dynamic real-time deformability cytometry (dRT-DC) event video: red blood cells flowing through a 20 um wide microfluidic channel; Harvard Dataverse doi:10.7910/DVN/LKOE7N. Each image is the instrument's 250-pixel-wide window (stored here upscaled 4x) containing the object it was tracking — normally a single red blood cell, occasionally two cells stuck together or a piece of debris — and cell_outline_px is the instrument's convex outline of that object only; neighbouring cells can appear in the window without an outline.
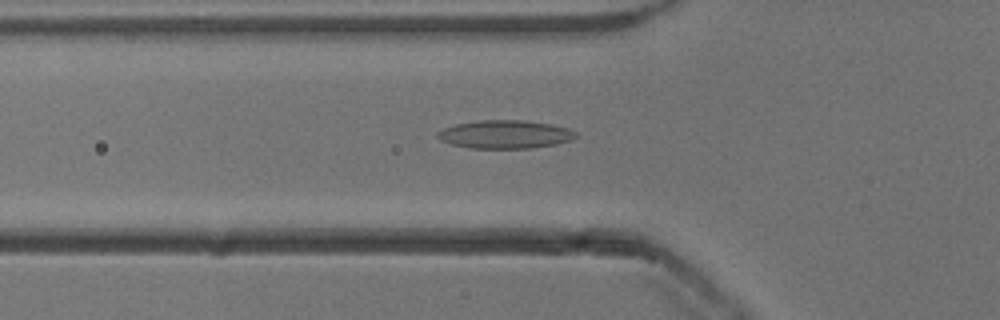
{"species": "common noctule bat (a hibernating species)", "species_latin": "Nyctalus noctula", "temperature_condition": "cold", "stored_images_in_passage": 53, "camera_frame_rate_fps": 3000, "um_per_image_px": 0.085, "animal": {"sex": "male", "body_mass_g": 13.3}, "frame": {"image": 1, "passage_image": 18, "time_ms": 5.667, "image_size_px": [1000, 320], "cell_outline_px": [[580, 136], [572, 140], [556, 144], [532, 148], [468, 148], [452, 144], [440, 140], [436, 136], [436, 132], [444, 128], [456, 124], [480, 120], [524, 120], [548, 124], [568, 128], [576, 132]], "centroid_in_image_um": [42.94, 11.42], "position_along_channel_um": 82.9, "area_um2": 22.83}}
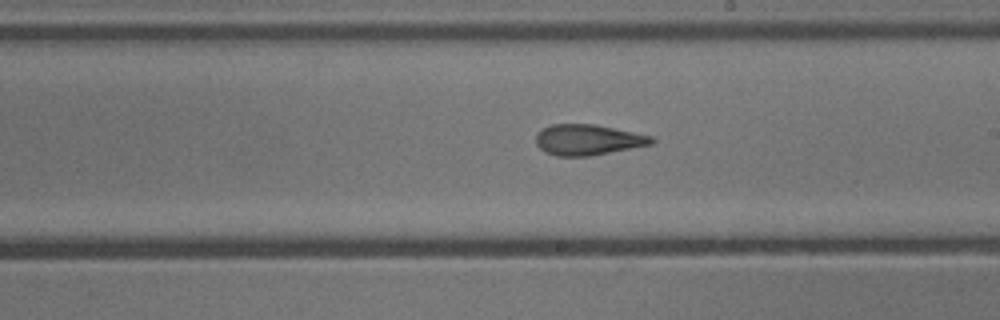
{"frame": {"image": 2, "passage_image": 30, "time_ms": 9.667, "image_size_px": [1000, 320], "cell_outline_px": [[656, 140], [652, 144], [592, 156], [556, 156], [544, 152], [536, 144], [536, 132], [552, 124], [596, 124], [652, 136]], "centroid_in_image_um": [49.96, 11.88], "position_along_channel_um": 239.0, "area_um2": 20.81}}
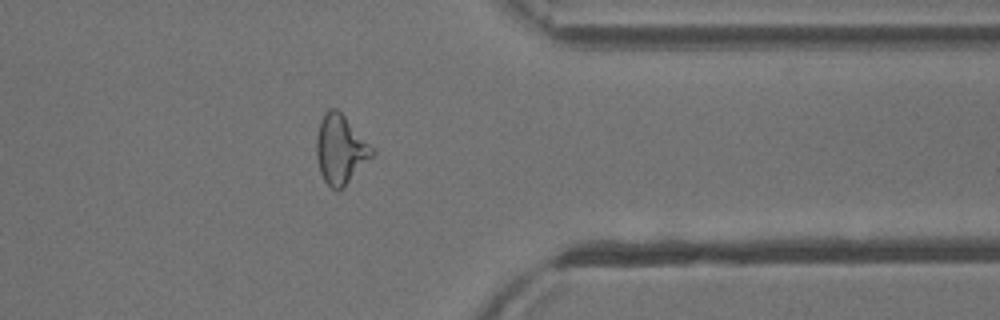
{"frame": {"image": 3, "passage_image": 42, "time_ms": 13.667, "image_size_px": [1000, 320], "cell_outline_px": [[376, 152], [344, 188], [336, 192], [324, 180], [320, 172], [316, 156], [316, 136], [320, 120], [324, 112], [328, 108], [336, 108], [376, 148]], "centroid_in_image_um": [28.95, 12.7], "position_along_channel_um": 382.4, "area_um2": 22.77}, "authors_computed_cell_mechanics": {"area_um2": 21.9062, "velocity_mm_per_s": 3.8684, "shape_relaxation_time_tau1_ms": 9.8401, "shape_relaxation_time_tau2_ms": 2.4442, "deformation_change_tau1": 0.2155, "deformation_change_tau2": 0.1155}}